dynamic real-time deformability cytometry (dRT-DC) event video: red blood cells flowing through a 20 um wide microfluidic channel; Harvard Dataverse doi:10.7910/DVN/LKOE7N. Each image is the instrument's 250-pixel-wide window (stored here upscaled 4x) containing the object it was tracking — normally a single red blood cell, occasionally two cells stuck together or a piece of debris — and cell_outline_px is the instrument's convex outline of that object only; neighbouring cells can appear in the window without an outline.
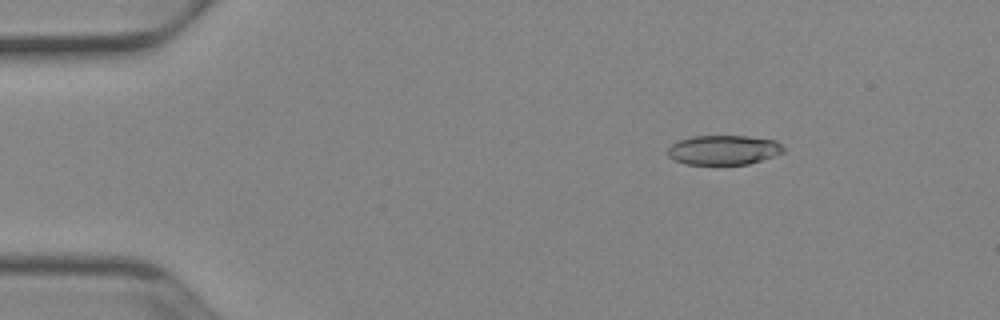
{"species": "Egyptian fruit bat (a non-hibernating species)", "species_latin": "Rousettus aegyptiacus", "temperature_condition": "cold", "stored_images_in_passage": 52, "camera_frame_rate_fps": 3000, "um_per_image_px": 0.085, "animal": {"sex": "female"}, "frame": {"image": 1, "passage_image": 8, "time_ms": 2.333, "image_size_px": [1000, 320], "cell_outline_px": [[784, 152], [776, 156], [748, 164], [684, 164], [668, 156], [668, 148], [672, 144], [680, 140], [692, 136], [748, 136], [776, 140], [784, 148]], "centroid_in_image_um": [61.54, 12.74], "position_along_channel_um": 23.5, "area_um2": 19.94}}
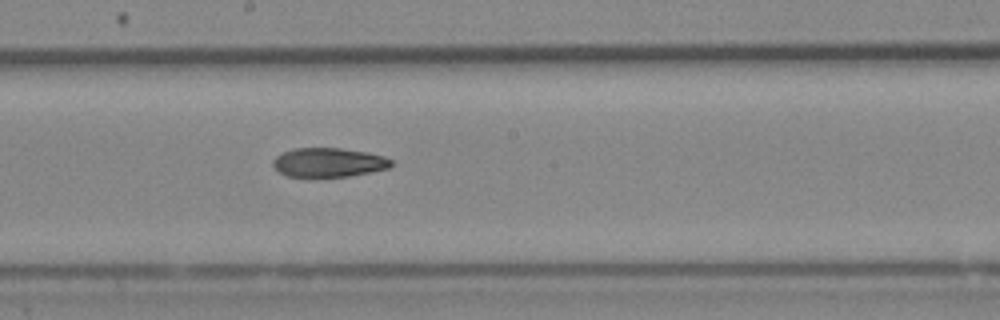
{"frame": {"image": 2, "passage_image": 29, "time_ms": 9.333, "image_size_px": [1000, 320], "cell_outline_px": [[392, 164], [388, 168], [372, 172], [348, 176], [288, 176], [280, 172], [272, 164], [272, 160], [276, 156], [292, 148], [340, 148], [368, 152], [384, 156], [392, 160]], "centroid_in_image_um": [27.95, 13.79], "position_along_channel_um": 220.3, "area_um2": 19.94}}
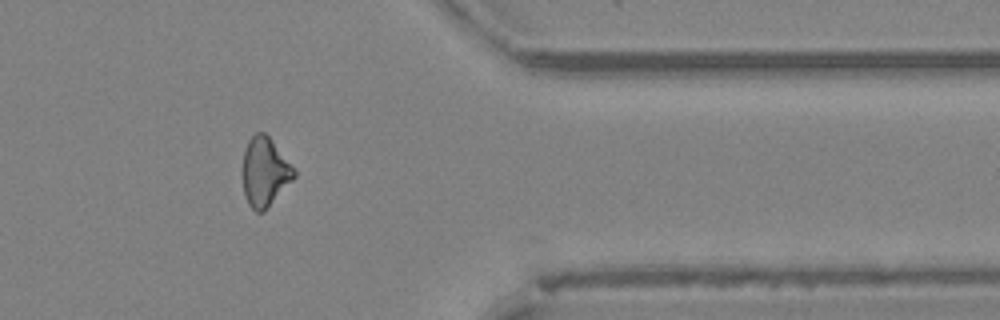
{"frame": {"image": 3, "passage_image": 43, "time_ms": 14.0, "image_size_px": [1000, 320], "cell_outline_px": [[296, 176], [264, 212], [256, 212], [248, 204], [244, 196], [244, 148], [248, 140], [256, 132], [264, 132], [268, 136], [296, 172]], "centroid_in_image_um": [22.5, 14.64], "position_along_channel_um": 388.9, "area_um2": 20.23}, "authors_computed_cell_mechanics": {"area_um2": 21.1837, "velocity_mm_per_s": 3.9471, "shape_relaxation_time_tau1_ms": 8.0249, "shape_relaxation_time_tau2_ms": null, "deformation_change_tau1": 0.1782, "deformation_change_tau2": null}}